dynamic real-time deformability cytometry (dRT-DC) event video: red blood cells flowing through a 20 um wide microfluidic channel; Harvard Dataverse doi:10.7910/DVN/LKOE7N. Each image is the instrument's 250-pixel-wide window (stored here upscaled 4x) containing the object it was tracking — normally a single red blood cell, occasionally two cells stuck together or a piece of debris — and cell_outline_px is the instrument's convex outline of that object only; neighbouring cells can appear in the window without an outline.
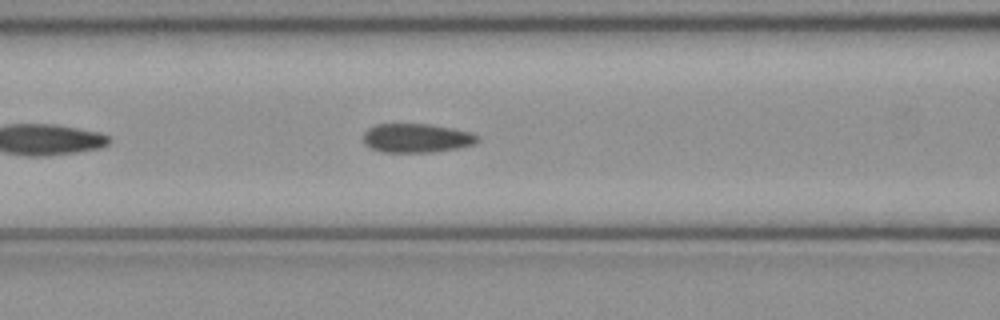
{"species": "common noctule bat (a hibernating species)", "species_latin": "Nyctalus noctula", "temperature_condition": "cold", "stored_images_in_passage": 19, "camera_frame_rate_fps": 3000, "um_per_image_px": 0.085, "animal": {"sex": "female", "body_mass_g": 21.9}, "frame": {"image": 1, "passage_image": 9, "time_ms": 2.667, "image_size_px": [1000, 320], "cell_outline_px": [[480, 140], [476, 144], [456, 148], [428, 152], [384, 152], [372, 148], [364, 144], [364, 132], [368, 128], [376, 124], [432, 124], [472, 132], [480, 136]], "centroid_in_image_um": [35.45, 11.72], "position_along_channel_um": 131.2, "area_um2": 19.36}}
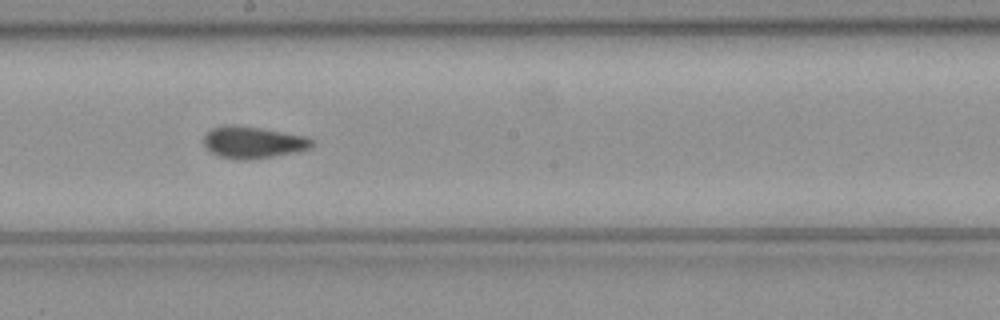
{"frame": {"image": 2, "passage_image": 16, "time_ms": 5.0, "image_size_px": [1000, 320], "cell_outline_px": [[312, 148], [296, 152], [272, 156], [244, 160], [236, 160], [220, 156], [208, 152], [204, 144], [204, 136], [212, 128], [224, 124], [228, 124], [260, 128], [304, 136], [312, 140]], "centroid_in_image_um": [21.45, 12.1], "position_along_channel_um": 226.7, "area_um2": 19.94}}